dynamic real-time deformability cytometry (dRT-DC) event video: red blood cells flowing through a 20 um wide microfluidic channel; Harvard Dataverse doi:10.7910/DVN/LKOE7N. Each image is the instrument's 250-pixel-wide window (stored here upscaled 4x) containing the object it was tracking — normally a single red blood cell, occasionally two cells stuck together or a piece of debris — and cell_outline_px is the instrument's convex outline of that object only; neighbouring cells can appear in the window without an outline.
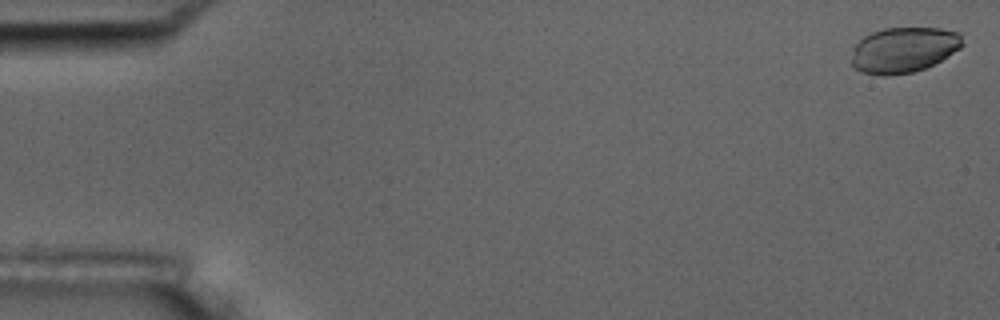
{"species": "common noctule bat (a hibernating species)", "species_latin": "Nyctalus noctula", "temperature_condition": "room temperature", "stored_images_in_passage": 5, "camera_frame_rate_fps": 3000, "um_per_image_px": 0.085, "animal": {"sex": "male", "body_mass_g": 17.5, "forearm_length_mm": 52.3}, "frame": {"image": 1, "passage_image": 1, "time_ms": 0.0, "image_size_px": [1000, 320], "cell_outline_px": [[964, 44], [960, 48], [940, 60], [924, 68], [912, 72], [888, 76], [884, 76], [860, 72], [852, 64], [852, 48], [864, 36], [872, 32], [884, 28], [940, 28], [960, 32]], "centroid_in_image_um": [76.8, 4.23], "position_along_channel_um": 8.2, "area_um2": 29.42}}
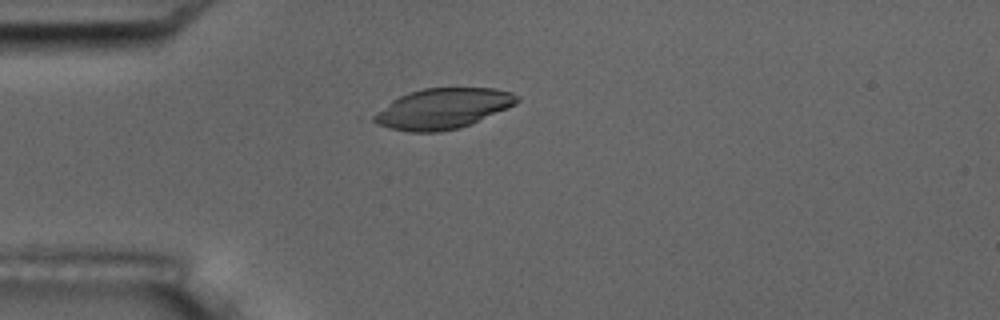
{"frame": {"image": 2, "passage_image": 5, "time_ms": 4.667, "image_size_px": [1000, 320], "cell_outline_px": [[520, 100], [516, 104], [508, 108], [472, 124], [460, 128], [440, 132], [408, 132], [388, 128], [376, 124], [368, 120], [368, 116], [392, 100], [408, 92], [424, 88], [496, 88], [512, 92]], "centroid_in_image_um": [37.57, 9.24], "position_along_channel_um": 47.4, "area_um2": 34.28}}